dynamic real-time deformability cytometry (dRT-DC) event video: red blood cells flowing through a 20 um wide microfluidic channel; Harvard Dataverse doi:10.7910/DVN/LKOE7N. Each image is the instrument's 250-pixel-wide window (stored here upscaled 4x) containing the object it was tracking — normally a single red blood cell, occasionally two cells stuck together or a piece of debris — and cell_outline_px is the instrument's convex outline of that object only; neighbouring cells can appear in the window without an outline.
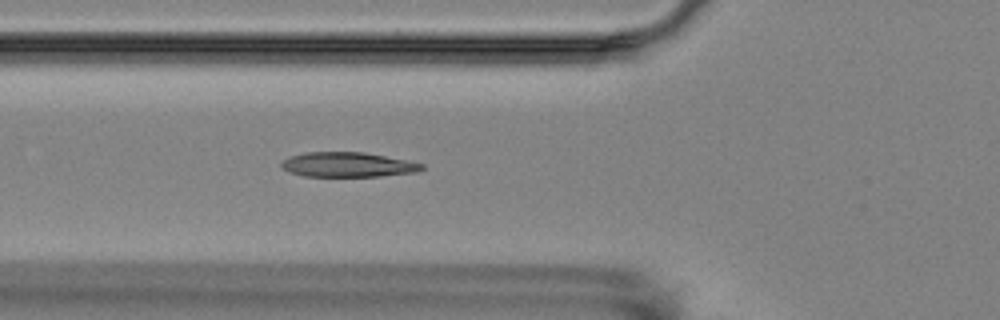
{"species": "Egyptian fruit bat (a non-hibernating species)", "species_latin": "Rousettus aegyptiacus", "temperature_condition": "room temperature", "stored_images_in_passage": 5, "camera_frame_rate_fps": 3000, "um_per_image_px": 0.085, "animal": {"sex": "female"}, "frame": {"image": 1, "passage_image": 5, "time_ms": 5.0, "image_size_px": [1000, 320], "cell_outline_px": [[424, 168], [416, 172], [380, 176], [304, 176], [288, 172], [280, 164], [288, 156], [304, 152], [364, 152], [424, 164]], "centroid_in_image_um": [29.52, 13.99], "position_along_channel_um": 96.3, "area_um2": 20.11}}